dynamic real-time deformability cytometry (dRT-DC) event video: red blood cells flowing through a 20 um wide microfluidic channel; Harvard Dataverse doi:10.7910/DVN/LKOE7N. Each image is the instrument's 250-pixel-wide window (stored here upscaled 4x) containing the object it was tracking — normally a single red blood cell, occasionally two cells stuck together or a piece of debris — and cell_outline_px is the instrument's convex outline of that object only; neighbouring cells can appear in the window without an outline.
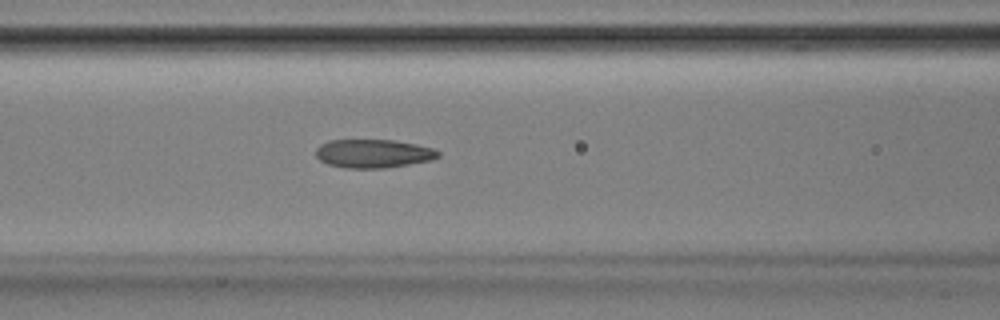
{"species": "Egyptian fruit bat (a non-hibernating species)", "species_latin": "Rousettus aegyptiacus", "temperature_condition": "room temperature", "stored_images_in_passage": 45, "camera_frame_rate_fps": 3000, "um_per_image_px": 0.085, "animal": {"sex": "male"}, "frame": {"image": 1, "passage_image": 15, "time_ms": 4.667, "image_size_px": [1000, 320], "cell_outline_px": [[440, 156], [432, 160], [384, 168], [344, 168], [328, 164], [320, 160], [316, 156], [316, 148], [320, 144], [328, 140], [392, 140], [416, 144], [432, 148], [440, 152]], "centroid_in_image_um": [31.71, 13.05], "position_along_channel_um": 134.9, "area_um2": 20.35}}
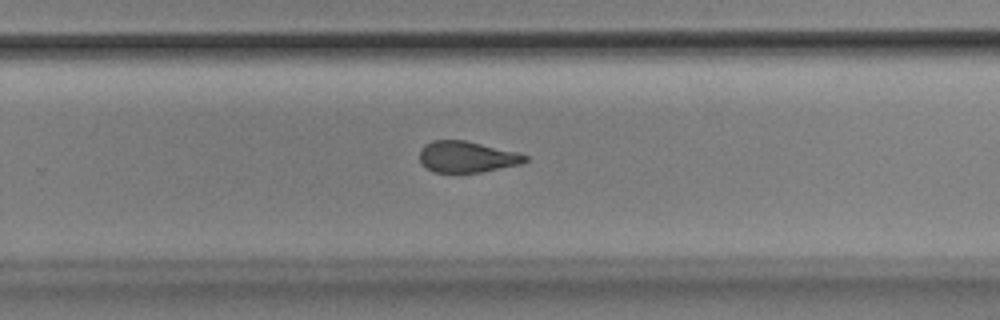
{"frame": {"image": 2, "passage_image": 27, "time_ms": 8.667, "image_size_px": [1000, 320], "cell_outline_px": [[528, 160], [524, 164], [480, 172], [432, 172], [424, 168], [420, 164], [420, 148], [424, 144], [432, 140], [464, 140], [516, 152], [528, 156]], "centroid_in_image_um": [39.65, 13.34], "position_along_channel_um": 290.1, "area_um2": 19.36}}
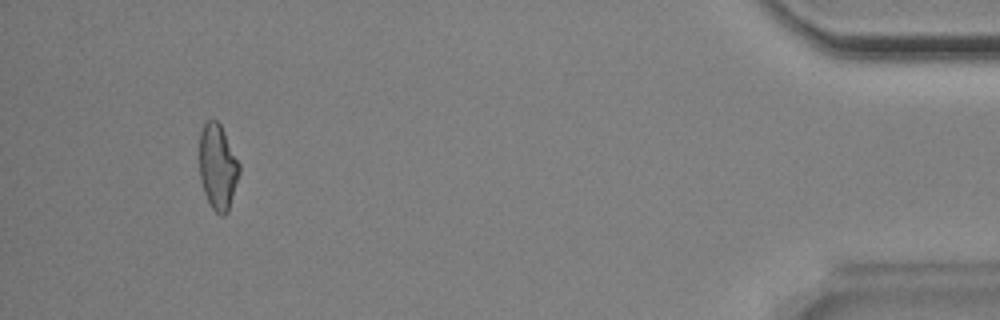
{"frame": {"image": 3, "passage_image": 42, "time_ms": 13.667, "image_size_px": [1000, 320], "cell_outline_px": [[240, 172], [228, 212], [224, 216], [220, 216], [212, 208], [204, 192], [200, 180], [200, 132], [204, 120], [216, 120], [220, 124], [240, 164]], "centroid_in_image_um": [18.51, 14.19], "position_along_channel_um": 416.7, "area_um2": 19.88}, "authors_computed_cell_mechanics": {"area_um2": 20.3456, "velocity_mm_per_s": 3.8962, "shape_relaxation_time_tau1_ms": 7.5561, "shape_relaxation_time_tau2_ms": 1.838, "deformation_change_tau1": 0.1949, "deformation_change_tau2": 0.084}}